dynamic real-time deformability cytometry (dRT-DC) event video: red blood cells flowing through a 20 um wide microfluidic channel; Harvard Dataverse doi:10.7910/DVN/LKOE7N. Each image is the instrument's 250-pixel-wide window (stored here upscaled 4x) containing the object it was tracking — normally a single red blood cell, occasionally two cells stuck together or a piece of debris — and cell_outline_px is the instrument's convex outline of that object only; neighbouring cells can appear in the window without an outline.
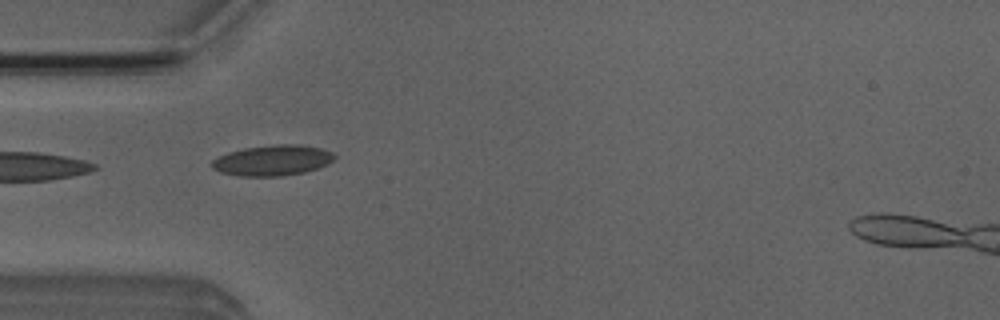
{"species": "Egyptian fruit bat (a non-hibernating species)", "species_latin": "Rousettus aegyptiacus", "temperature_condition": "room temperature", "stored_images_in_passage": 8, "camera_frame_rate_fps": 3000, "um_per_image_px": 0.085, "animal": {"sex": "male"}, "frame": {"image": 1, "passage_image": 5, "time_ms": 4.667, "image_size_px": [1000, 320], "cell_outline_px": [[336, 156], [328, 164], [304, 172], [280, 176], [240, 176], [220, 172], [212, 168], [212, 160], [228, 152], [244, 148], [276, 144], [300, 144], [320, 148], [332, 152]], "centroid_in_image_um": [23.16, 13.62], "position_along_channel_um": 61.8, "area_um2": 21.73}}
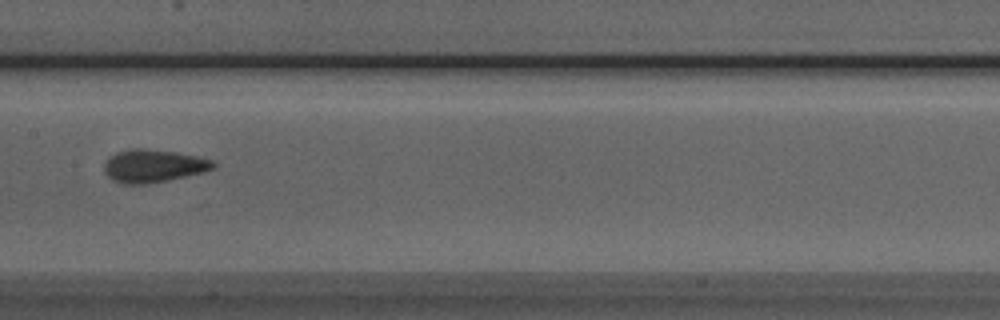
{"frame": {"image": 2, "passage_image": 8, "time_ms": 8.0, "image_size_px": [1000, 320], "cell_outline_px": [[216, 168], [204, 172], [168, 180], [144, 184], [124, 184], [112, 180], [104, 172], [104, 164], [116, 152], [132, 148], [144, 148], [176, 152], [196, 156], [212, 160], [216, 164]], "centroid_in_image_um": [13.05, 14.1], "position_along_channel_um": 194.4, "area_um2": 20.87}}